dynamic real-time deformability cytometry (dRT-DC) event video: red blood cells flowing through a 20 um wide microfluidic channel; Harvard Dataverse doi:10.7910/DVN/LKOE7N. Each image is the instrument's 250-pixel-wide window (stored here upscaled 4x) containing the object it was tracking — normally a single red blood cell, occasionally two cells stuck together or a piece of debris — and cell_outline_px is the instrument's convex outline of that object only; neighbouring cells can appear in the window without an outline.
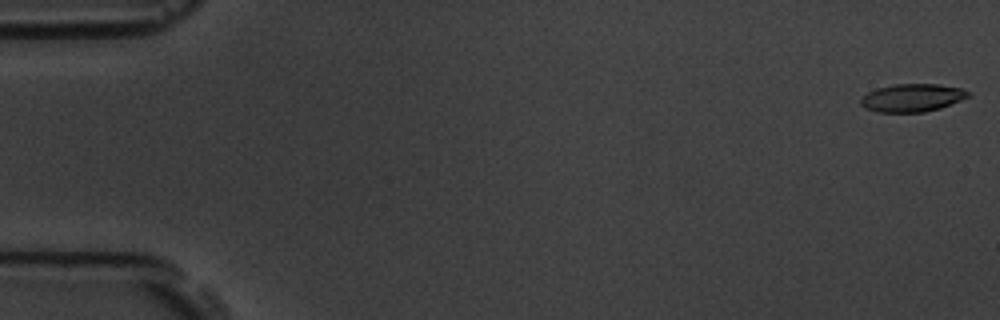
{"species": "common noctule bat (a hibernating species)", "species_latin": "Nyctalus noctula", "temperature_condition": "room temperature", "stored_images_in_passage": 58, "camera_frame_rate_fps": 3000, "um_per_image_px": 0.085, "animal": {"sex": "male", "body_mass_g": 19.5, "forearm_length_mm": 54.6}, "frame": {"image": 1, "passage_image": 1, "time_ms": 0.0, "image_size_px": [1000, 320], "cell_outline_px": [[972, 96], [940, 108], [924, 112], [876, 112], [864, 108], [860, 104], [860, 100], [868, 92], [876, 88], [892, 84], [936, 84], [960, 88], [972, 92]], "centroid_in_image_um": [77.54, 8.31], "position_along_channel_um": 7.5, "area_um2": 17.63}}
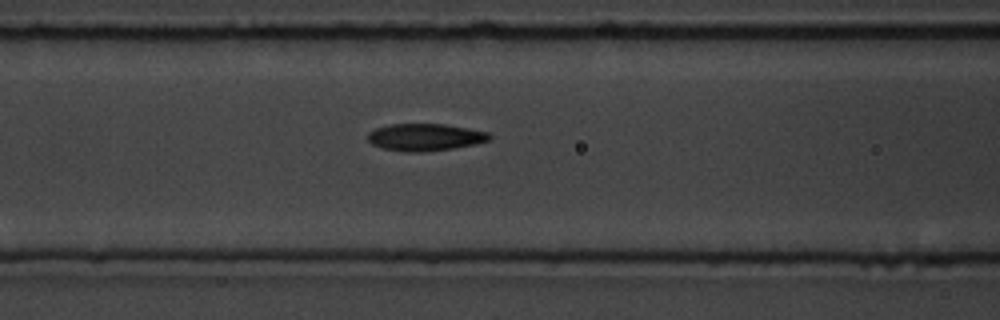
{"frame": {"image": 2, "passage_image": 24, "time_ms": 7.667, "image_size_px": [1000, 320], "cell_outline_px": [[492, 140], [476, 144], [452, 148], [420, 152], [408, 152], [384, 148], [372, 144], [368, 140], [368, 132], [376, 128], [388, 124], [444, 124], [488, 132], [492, 136]], "centroid_in_image_um": [36.15, 11.65], "position_along_channel_um": 130.5, "area_um2": 19.19}}
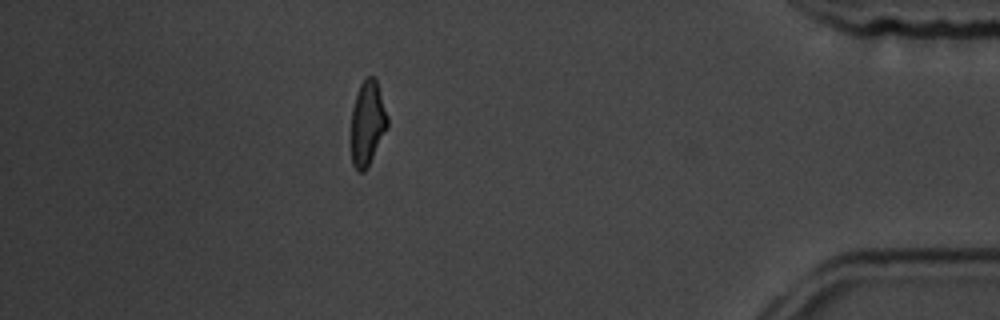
{"frame": {"image": 3, "passage_image": 51, "time_ms": 16.667, "image_size_px": [1000, 320], "cell_outline_px": [[388, 128], [364, 172], [356, 172], [352, 164], [352, 108], [360, 84], [368, 76], [376, 76], [388, 116]], "centroid_in_image_um": [31.25, 10.45], "position_along_channel_um": 403.9, "area_um2": 17.92}, "authors_computed_cell_mechanics": {"area_um2": 18.7272, "velocity_mm_per_s": 3.5436, "shape_relaxation_time_tau1_ms": 3.1031, "shape_relaxation_time_tau2_ms": 2.2436, "deformation_change_tau1": 0.1441, "deformation_change_tau2": 0.0814}}